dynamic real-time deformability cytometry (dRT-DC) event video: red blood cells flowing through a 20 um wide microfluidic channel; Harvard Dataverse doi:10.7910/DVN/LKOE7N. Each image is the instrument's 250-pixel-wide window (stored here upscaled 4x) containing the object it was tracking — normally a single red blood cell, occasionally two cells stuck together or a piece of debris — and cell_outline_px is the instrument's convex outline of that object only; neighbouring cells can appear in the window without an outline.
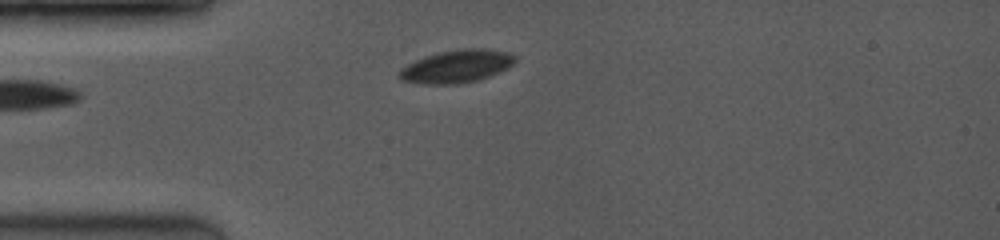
{"species": "common noctule bat (a hibernating species)", "species_latin": "Nyctalus noctula", "temperature_condition": "room temperature", "stored_images_in_passage": 8, "camera_frame_rate_fps": 3500, "um_per_image_px": 0.085, "animal": {"sex": "female", "body_mass_g": 19.0, "forearm_length_mm": 53.3}, "frame": {"image": 1, "passage_image": 1, "time_ms": 0.0, "image_size_px": [1000, 240], "cell_outline_px": [[516, 60], [508, 68], [500, 72], [480, 80], [460, 84], [424, 84], [400, 80], [400, 68], [424, 56], [440, 52], [464, 48], [480, 48], [508, 52], [516, 56]], "centroid_in_image_um": [38.84, 5.65], "position_along_channel_um": 46.2, "area_um2": 22.2}}